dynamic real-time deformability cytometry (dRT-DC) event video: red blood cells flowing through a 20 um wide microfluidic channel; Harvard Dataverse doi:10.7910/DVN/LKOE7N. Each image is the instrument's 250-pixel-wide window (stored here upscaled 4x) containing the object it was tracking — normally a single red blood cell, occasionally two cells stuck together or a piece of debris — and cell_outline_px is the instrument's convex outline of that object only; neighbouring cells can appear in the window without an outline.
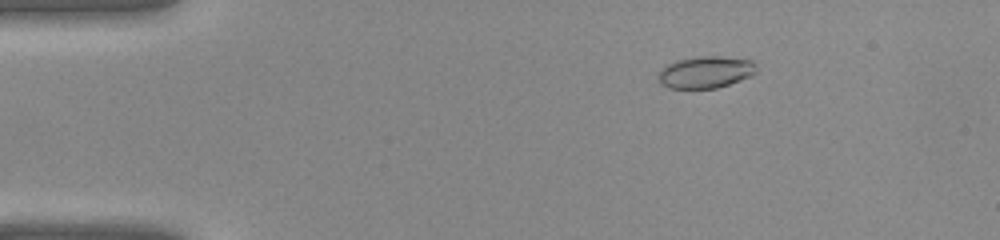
{"species": "common noctule bat (a hibernating species)", "species_latin": "Nyctalus noctula", "temperature_condition": "warm", "stored_images_in_passage": 41, "camera_frame_rate_fps": 3000, "um_per_image_px": 0.085, "animal": {"sex": "female", "body_mass_g": 22.0, "forearm_length_mm": 56.7}, "frame": {"image": 1, "passage_image": 7, "time_ms": 2.0, "image_size_px": [1000, 240], "cell_outline_px": [[756, 72], [752, 76], [716, 88], [668, 88], [660, 84], [660, 68], [676, 60], [696, 56], [720, 56], [752, 60], [756, 64]], "centroid_in_image_um": [59.99, 6.12], "position_along_channel_um": 25.0, "area_um2": 18.26}}
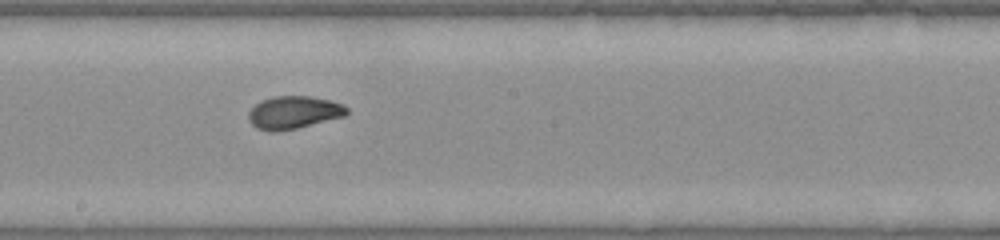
{"frame": {"image": 2, "passage_image": 23, "time_ms": 7.333, "image_size_px": [1000, 240], "cell_outline_px": [[348, 112], [344, 116], [296, 128], [276, 132], [268, 132], [256, 128], [248, 120], [248, 112], [260, 100], [272, 96], [308, 96], [328, 100], [344, 104], [348, 108]], "centroid_in_image_um": [24.92, 9.56], "position_along_channel_um": 223.3, "area_um2": 18.79}}
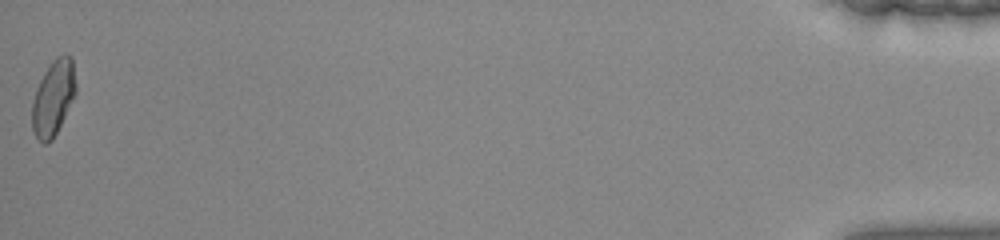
{"frame": {"image": 3, "passage_image": 41, "time_ms": 13.333, "image_size_px": [1000, 240], "cell_outline_px": [[76, 92], [52, 140], [48, 144], [44, 144], [36, 136], [32, 128], [32, 100], [36, 88], [44, 72], [52, 60], [56, 56], [64, 52], [72, 56], [76, 84]], "centroid_in_image_um": [4.53, 8.26], "position_along_channel_um": 430.7, "area_um2": 19.19}}